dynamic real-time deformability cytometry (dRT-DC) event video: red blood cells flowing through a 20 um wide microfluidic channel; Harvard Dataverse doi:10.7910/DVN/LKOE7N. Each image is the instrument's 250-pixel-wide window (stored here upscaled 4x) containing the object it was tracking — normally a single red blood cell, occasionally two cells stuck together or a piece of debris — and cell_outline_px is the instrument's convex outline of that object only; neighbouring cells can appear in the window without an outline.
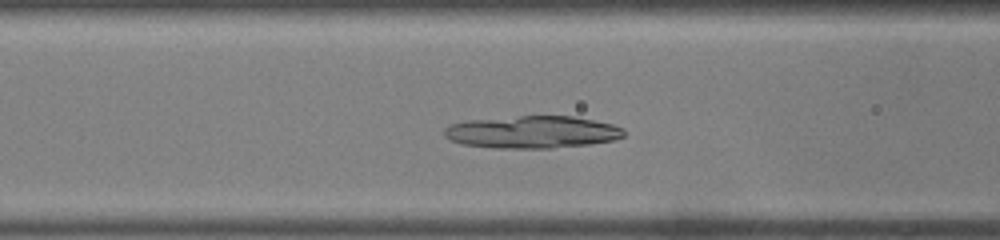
{"species": "common noctule bat (a hibernating species)", "species_latin": "Nyctalus noctula", "temperature_condition": "warm", "stored_images_in_passage": 47, "camera_frame_rate_fps": 3000, "um_per_image_px": 0.085, "animal": {"sex": "male", "body_mass_g": 19.0, "forearm_length_mm": 50.8}, "frame": {"image": 1, "passage_image": 16, "time_ms": 5.0, "image_size_px": [1000, 240], "cell_outline_px": [[624, 136], [616, 140], [588, 144], [552, 148], [492, 148], [460, 144], [444, 136], [444, 128], [452, 124], [464, 120], [520, 116], [572, 116], [612, 124], [624, 128]], "centroid_in_image_um": [45.22, 11.23], "position_along_channel_um": 121.4, "area_um2": 33.99}}
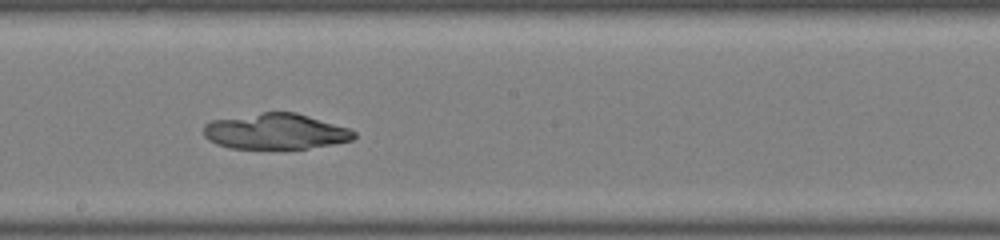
{"frame": {"image": 2, "passage_image": 24, "time_ms": 7.667, "image_size_px": [1000, 240], "cell_outline_px": [[356, 136], [352, 140], [332, 144], [308, 148], [228, 148], [216, 144], [208, 140], [204, 136], [204, 124], [212, 120], [264, 112], [296, 112], [348, 128], [356, 132]], "centroid_in_image_um": [23.4, 11.17], "position_along_channel_um": 224.8, "area_um2": 31.1}}
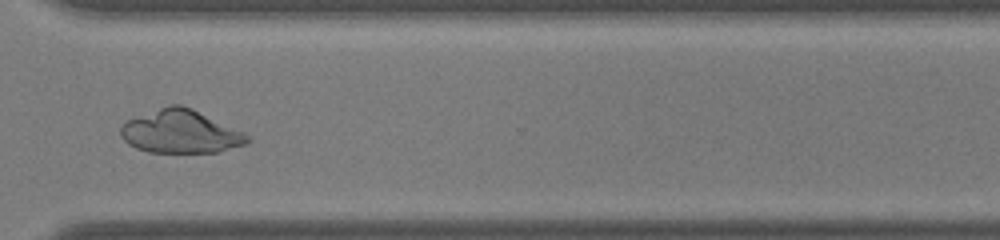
{"frame": {"image": 3, "passage_image": 34, "time_ms": 11.0, "image_size_px": [1000, 240], "cell_outline_px": [[252, 140], [248, 144], [220, 152], [148, 152], [136, 148], [128, 144], [120, 136], [120, 128], [128, 120], [168, 104], [180, 104], [192, 108], [244, 132]], "centroid_in_image_um": [15.38, 11.2], "position_along_channel_um": 355.2, "area_um2": 31.96}}